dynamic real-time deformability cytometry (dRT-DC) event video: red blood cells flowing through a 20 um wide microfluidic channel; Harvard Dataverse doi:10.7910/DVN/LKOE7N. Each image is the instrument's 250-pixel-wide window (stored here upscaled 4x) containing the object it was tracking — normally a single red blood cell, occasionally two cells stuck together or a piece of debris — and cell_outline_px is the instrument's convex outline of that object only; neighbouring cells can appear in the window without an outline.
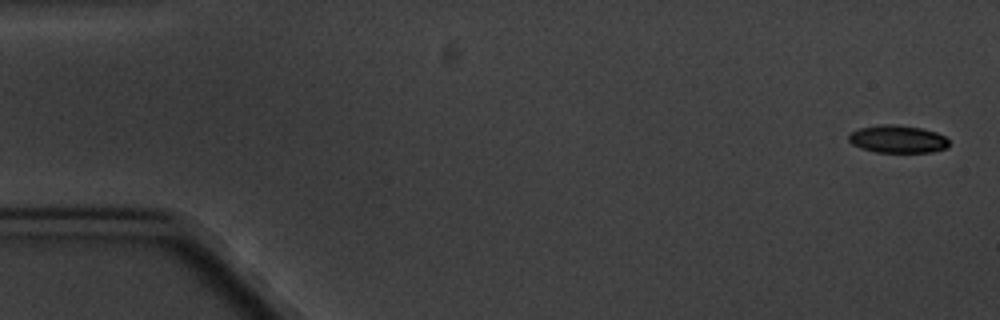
{"species": "common noctule bat (a hibernating species)", "species_latin": "Nyctalus noctula", "temperature_condition": "cold", "stored_images_in_passage": 10, "camera_frame_rate_fps": 3000, "um_per_image_px": 0.085, "animal": {"sex": "male", "body_mass_g": 20.1, "forearm_length_mm": 53.5}, "frame": {"image": 1, "passage_image": 1, "time_ms": 0.0, "image_size_px": [1000, 320], "cell_outline_px": [[948, 148], [932, 152], [876, 152], [860, 148], [852, 144], [848, 140], [848, 136], [852, 132], [860, 128], [884, 124], [892, 124], [920, 128], [936, 132], [944, 136], [948, 140]], "centroid_in_image_um": [76.3, 11.83], "position_along_channel_um": 8.7, "area_um2": 16.07}}
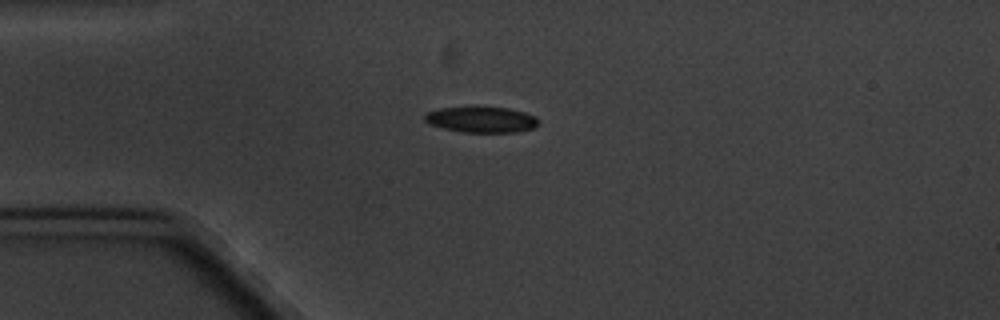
{"frame": {"image": 2, "passage_image": 4, "time_ms": 4.333, "image_size_px": [1000, 320], "cell_outline_px": [[540, 120], [532, 128], [516, 132], [460, 132], [428, 124], [424, 120], [424, 116], [428, 112], [440, 108], [508, 108], [524, 112], [536, 116]], "centroid_in_image_um": [40.91, 10.18], "position_along_channel_um": 44.1, "area_um2": 16.82}}
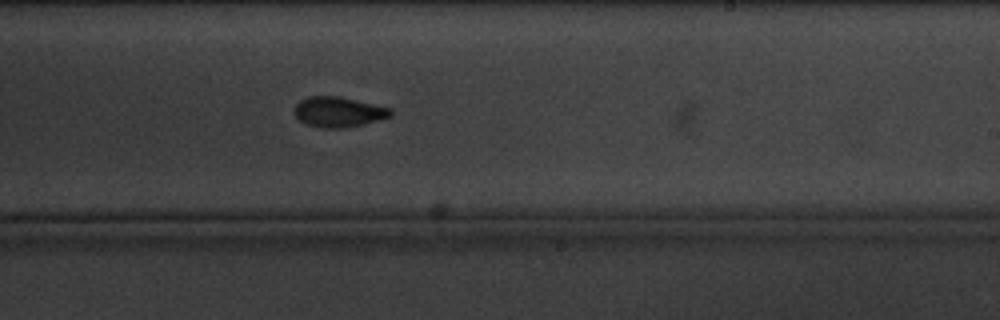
{"frame": {"image": 3, "passage_image": 10, "time_ms": 11.333, "image_size_px": [1000, 320], "cell_outline_px": [[392, 116], [364, 124], [344, 128], [320, 128], [308, 124], [300, 120], [292, 112], [296, 104], [300, 100], [308, 96], [340, 96], [392, 108]], "centroid_in_image_um": [28.77, 9.51], "position_along_channel_um": 260.2, "area_um2": 17.11}}